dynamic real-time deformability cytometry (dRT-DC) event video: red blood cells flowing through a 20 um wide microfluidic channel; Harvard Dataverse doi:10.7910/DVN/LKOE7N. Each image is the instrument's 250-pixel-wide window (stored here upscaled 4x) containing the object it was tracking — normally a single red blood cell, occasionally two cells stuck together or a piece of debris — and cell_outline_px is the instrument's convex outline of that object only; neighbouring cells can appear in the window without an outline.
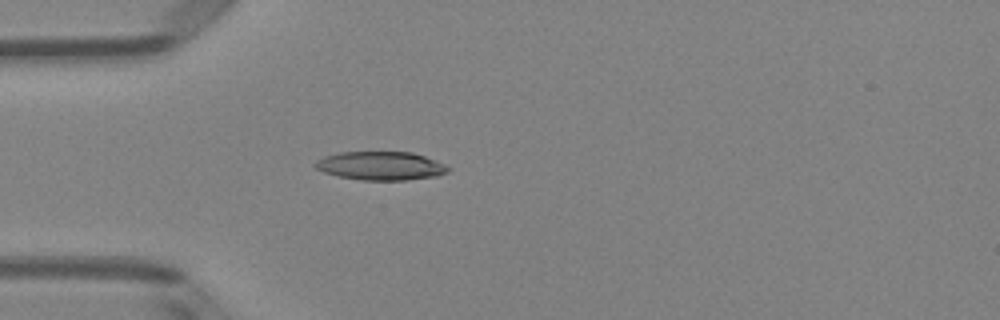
{"species": "Egyptian fruit bat (a non-hibernating species)", "species_latin": "Rousettus aegyptiacus", "temperature_condition": "room temperature", "stored_images_in_passage": 37, "camera_frame_rate_fps": 3000, "um_per_image_px": 0.085, "animal": {"sex": "female"}, "frame": {"image": 1, "passage_image": 1, "time_ms": 0.0, "image_size_px": [1000, 320], "cell_outline_px": [[448, 172], [436, 176], [408, 180], [364, 180], [340, 176], [324, 172], [316, 168], [312, 164], [316, 160], [324, 156], [340, 152], [412, 152], [424, 156], [444, 164], [448, 168]], "centroid_in_image_um": [32.33, 14.09], "position_along_channel_um": 52.7, "area_um2": 21.96}}
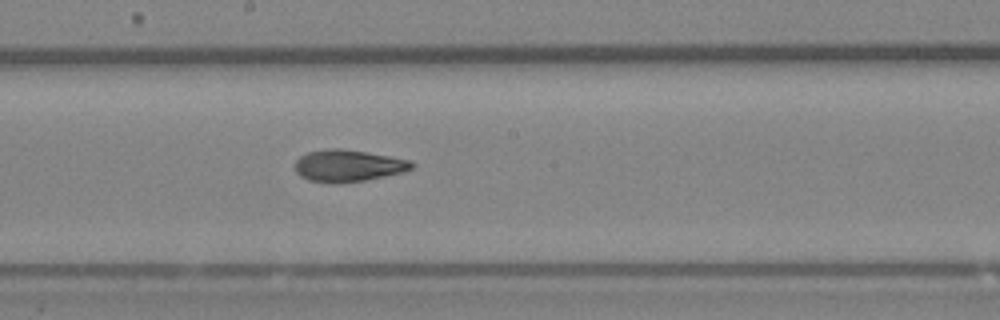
{"frame": {"image": 2, "passage_image": 14, "time_ms": 4.333, "image_size_px": [1000, 320], "cell_outline_px": [[416, 164], [412, 168], [404, 172], [364, 180], [336, 184], [332, 184], [308, 180], [300, 176], [296, 172], [296, 160], [300, 156], [308, 152], [328, 148], [340, 148], [412, 160]], "centroid_in_image_um": [29.59, 14.09], "position_along_channel_um": 218.6, "area_um2": 21.73}}
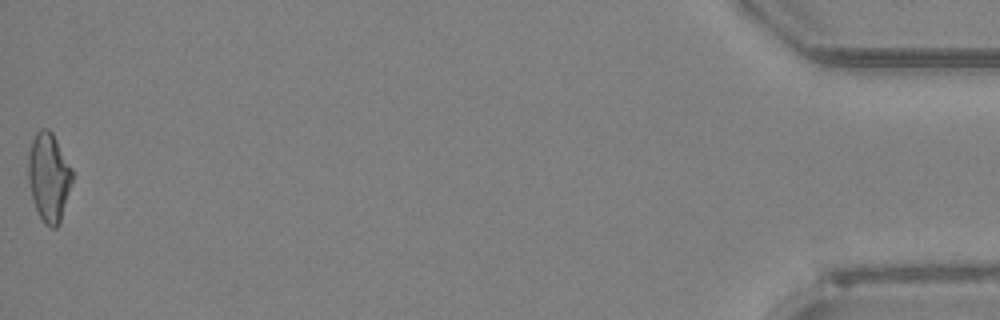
{"frame": {"image": 3, "passage_image": 37, "time_ms": 12.0, "image_size_px": [1000, 320], "cell_outline_px": [[72, 180], [60, 224], [56, 228], [52, 228], [44, 224], [36, 208], [32, 196], [28, 180], [28, 152], [32, 140], [36, 132], [40, 128], [48, 128], [52, 132], [72, 168]], "centroid_in_image_um": [4.14, 15.04], "position_along_channel_um": 431.1, "area_um2": 22.72}, "authors_computed_cell_mechanics": {"area_um2": 21.7328, "velocity_mm_per_s": 4.0421, "shape_relaxation_time_tau1_ms": 5.3077, "shape_relaxation_time_tau2_ms": 2.5309, "deformation_change_tau1": 0.1667, "deformation_change_tau2": 0.1036}}